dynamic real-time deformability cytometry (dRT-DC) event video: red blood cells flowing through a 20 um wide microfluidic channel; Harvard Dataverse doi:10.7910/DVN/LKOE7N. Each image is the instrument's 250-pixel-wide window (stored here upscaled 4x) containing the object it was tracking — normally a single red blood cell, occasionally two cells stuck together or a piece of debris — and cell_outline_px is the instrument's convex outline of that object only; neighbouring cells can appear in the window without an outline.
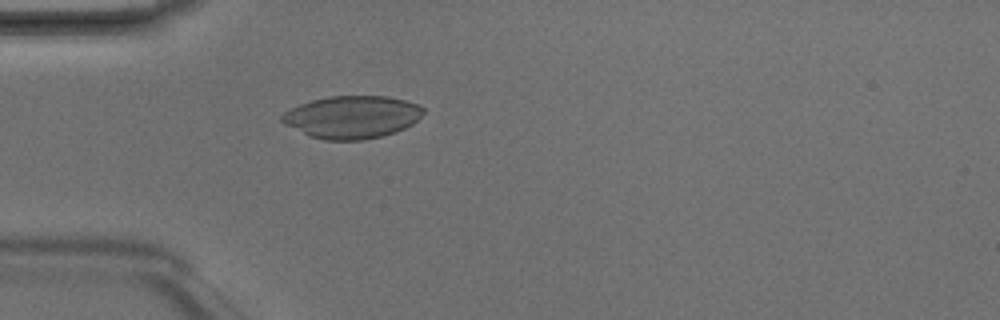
{"species": "Egyptian fruit bat (a non-hibernating species)", "species_latin": "Rousettus aegyptiacus", "temperature_condition": "room temperature", "stored_images_in_passage": 4, "camera_frame_rate_fps": 3000, "um_per_image_px": 0.085, "animal": {"sex": "male"}, "frame": {"image": 1, "passage_image": 4, "time_ms": 1.0, "image_size_px": [1000, 320], "cell_outline_px": [[424, 112], [412, 124], [396, 132], [380, 136], [360, 140], [324, 140], [308, 136], [284, 124], [280, 120], [280, 116], [284, 112], [300, 104], [312, 100], [328, 96], [388, 96], [420, 104], [424, 108]], "centroid_in_image_um": [29.91, 9.94], "position_along_channel_um": 55.1, "area_um2": 35.14}}